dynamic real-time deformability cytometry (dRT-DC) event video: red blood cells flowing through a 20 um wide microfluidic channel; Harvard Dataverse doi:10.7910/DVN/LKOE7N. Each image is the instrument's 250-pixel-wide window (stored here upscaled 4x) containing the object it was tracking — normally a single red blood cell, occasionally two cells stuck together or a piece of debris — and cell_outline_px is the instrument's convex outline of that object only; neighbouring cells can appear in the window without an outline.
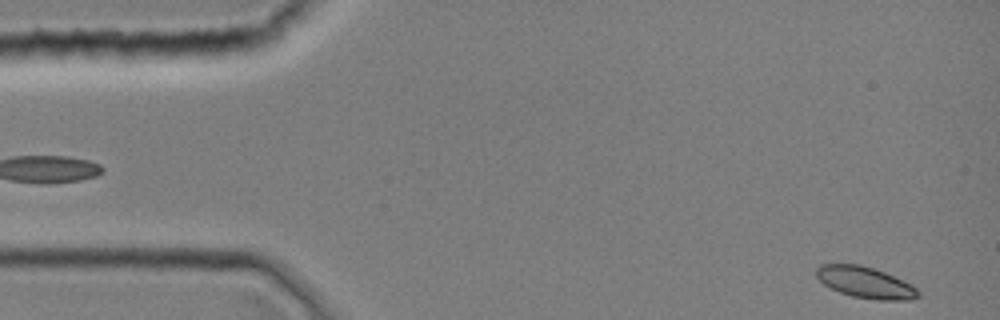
{"species": "common noctule bat (a hibernating species)", "species_latin": "Nyctalus noctula", "temperature_condition": "room temperature", "stored_images_in_passage": 10, "camera_frame_rate_fps": 3000, "um_per_image_px": 0.085, "animal": {"sex": "female", "body_mass_g": 19.0, "forearm_length_mm": 51.5}, "frame": {"image": 1, "passage_image": 1, "time_ms": 0.0, "image_size_px": [1000, 320], "cell_outline_px": [[920, 296], [912, 300], [876, 300], [852, 296], [840, 292], [824, 284], [816, 276], [816, 268], [820, 264], [860, 264], [884, 272], [904, 280], [912, 284], [920, 292]], "centroid_in_image_um": [73.59, 24.01], "position_along_channel_um": 11.4, "area_um2": 18.61}}
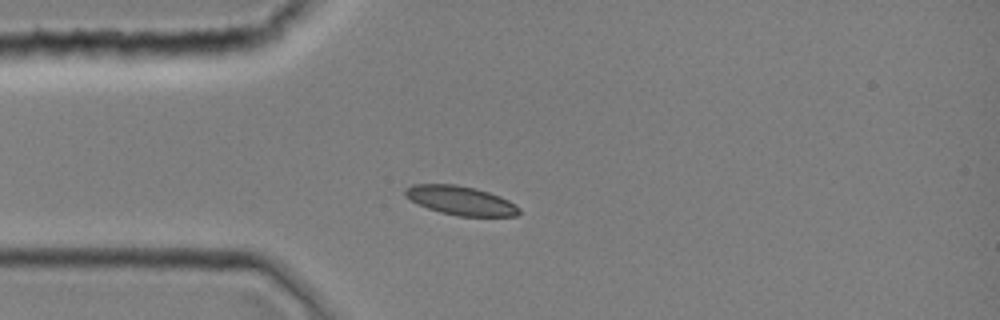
{"frame": {"image": 2, "passage_image": 9, "time_ms": 2.667, "image_size_px": [1000, 320], "cell_outline_px": [[520, 212], [516, 216], [460, 216], [440, 212], [428, 208], [404, 196], [404, 188], [412, 184], [456, 184], [476, 188], [500, 196], [516, 204], [520, 208]], "centroid_in_image_um": [39.16, 17.03], "position_along_channel_um": 45.8, "area_um2": 19.25}}